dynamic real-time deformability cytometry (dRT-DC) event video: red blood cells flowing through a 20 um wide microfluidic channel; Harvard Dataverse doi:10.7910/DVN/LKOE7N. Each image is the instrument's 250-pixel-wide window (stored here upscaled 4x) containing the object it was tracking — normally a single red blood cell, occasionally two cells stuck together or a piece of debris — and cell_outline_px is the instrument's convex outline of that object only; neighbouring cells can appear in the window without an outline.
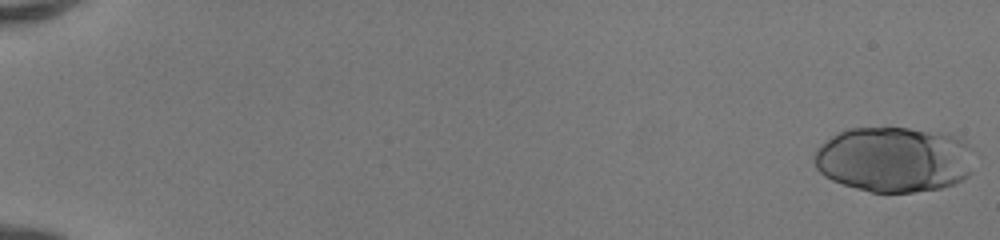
{"species": "human", "species_latin": "Homo sapiens", "temperature_condition": "room temperature", "stored_images_in_passage": 24, "camera_frame_rate_fps": 3000, "um_per_image_px": 0.085, "donor": {"sex": "female"}, "frame": {"image": 1, "passage_image": 1, "time_ms": 0.0, "image_size_px": [1000, 240], "cell_outline_px": [[972, 172], [968, 176], [952, 184], [940, 188], [912, 192], [872, 192], [856, 188], [832, 180], [824, 176], [816, 168], [812, 160], [816, 148], [820, 144], [844, 128], [908, 128], [948, 132], [956, 136], [968, 144]], "centroid_in_image_um": [75.95, 13.53], "position_along_channel_um": 9.0, "area_um2": 61.27}}
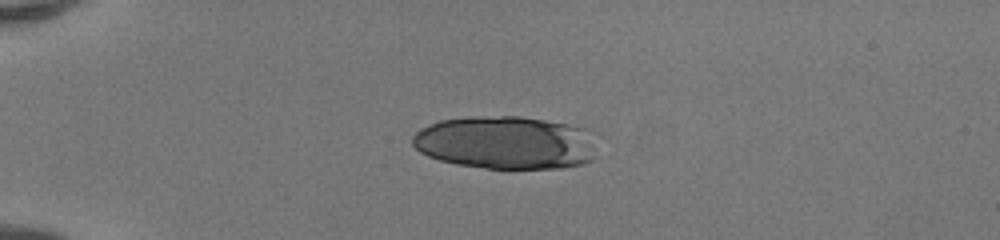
{"frame": {"image": 2, "passage_image": 14, "time_ms": 4.333, "image_size_px": [1000, 240], "cell_outline_px": [[600, 132], [596, 156], [592, 160], [584, 164], [564, 168], [488, 168], [456, 164], [440, 160], [428, 156], [420, 152], [412, 144], [412, 136], [416, 132], [428, 124], [440, 120], [472, 116], [520, 116], [592, 128]], "centroid_in_image_um": [43.14, 12.11], "position_along_channel_um": 41.9, "area_um2": 58.55}}